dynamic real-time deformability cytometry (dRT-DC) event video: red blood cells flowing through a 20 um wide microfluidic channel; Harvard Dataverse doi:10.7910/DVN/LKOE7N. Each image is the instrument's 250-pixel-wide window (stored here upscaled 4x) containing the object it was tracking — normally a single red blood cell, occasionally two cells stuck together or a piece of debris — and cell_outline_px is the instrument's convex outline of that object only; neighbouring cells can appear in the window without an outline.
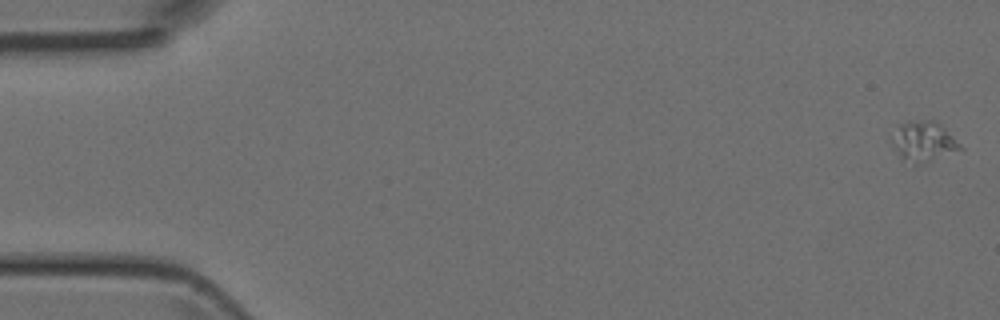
{"species": "Egyptian fruit bat (a non-hibernating species)", "species_latin": "Rousettus aegyptiacus", "temperature_condition": "room temperature", "stored_images_in_passage": 16, "camera_frame_rate_fps": 3000, "um_per_image_px": 0.085, "animal": {"sex": "female"}, "frame": {"image": 1, "passage_image": 1, "time_ms": 0.0, "image_size_px": [1000, 320], "cell_outline_px": [[964, 148], [916, 164], [900, 156], [892, 148], [892, 140], [900, 124], [908, 120], [936, 120]], "centroid_in_image_um": [78.48, 11.97], "position_along_channel_um": 6.5, "area_um2": 15.32}}
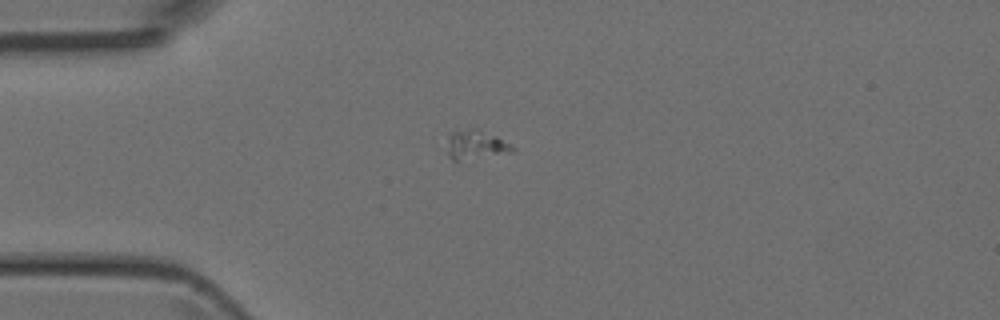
{"frame": {"image": 2, "passage_image": 13, "time_ms": 4.0, "image_size_px": [1000, 320], "cell_outline_px": [[516, 152], [456, 160], [452, 160], [448, 156], [448, 136], [452, 132], [472, 128], [476, 128], [496, 136], [516, 148]], "centroid_in_image_um": [40.46, 12.3], "position_along_channel_um": 44.5, "area_um2": 10.87}}